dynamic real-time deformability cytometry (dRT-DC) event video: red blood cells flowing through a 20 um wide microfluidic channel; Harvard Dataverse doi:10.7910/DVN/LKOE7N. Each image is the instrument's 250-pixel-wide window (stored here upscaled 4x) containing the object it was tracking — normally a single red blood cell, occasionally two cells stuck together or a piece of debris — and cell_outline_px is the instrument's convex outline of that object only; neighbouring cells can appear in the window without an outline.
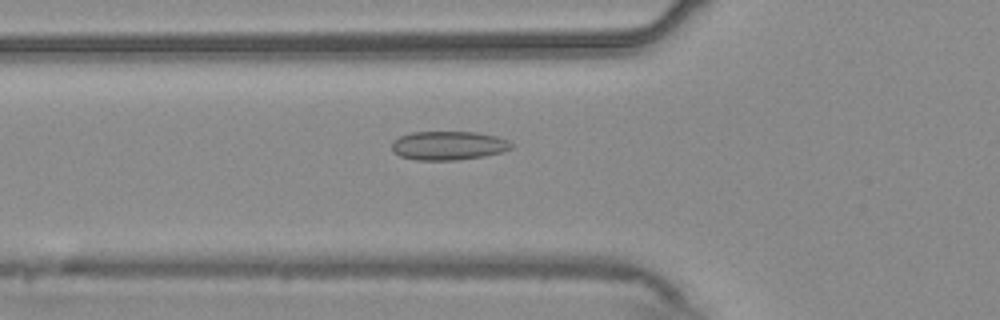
{"species": "common noctule bat (a hibernating species)", "species_latin": "Nyctalus noctula", "temperature_condition": "warm", "stored_images_in_passage": 46, "camera_frame_rate_fps": 3000, "um_per_image_px": 0.085, "animal": {"sex": "male", "body_mass_g": 20.4}, "frame": {"image": 1, "passage_image": 11, "time_ms": 3.333, "image_size_px": [1000, 320], "cell_outline_px": [[512, 148], [504, 152], [484, 156], [456, 160], [416, 160], [400, 156], [392, 152], [392, 140], [400, 136], [412, 132], [476, 132], [496, 136], [508, 140], [512, 144]], "centroid_in_image_um": [38.11, 12.37], "position_along_channel_um": 87.7, "area_um2": 20.23}}
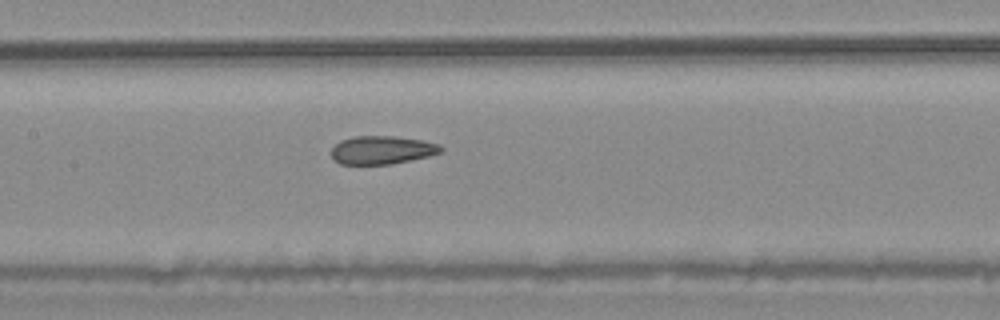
{"frame": {"image": 2, "passage_image": 18, "time_ms": 5.667, "image_size_px": [1000, 320], "cell_outline_px": [[444, 148], [440, 152], [428, 156], [412, 160], [392, 164], [340, 164], [332, 156], [332, 148], [340, 140], [352, 136], [392, 136], [420, 140], [440, 144]], "centroid_in_image_um": [32.47, 12.75], "position_along_channel_um": 174.9, "area_um2": 17.98}}
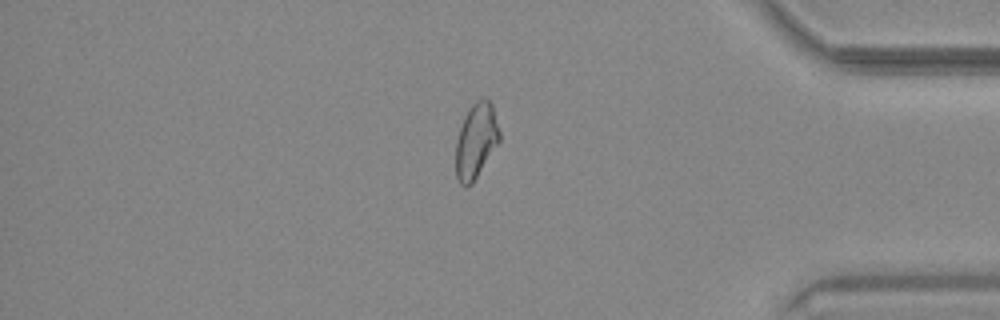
{"frame": {"image": 3, "passage_image": 38, "time_ms": 12.333, "image_size_px": [1000, 320], "cell_outline_px": [[500, 140], [472, 184], [460, 184], [456, 176], [456, 140], [464, 116], [468, 108], [480, 96], [484, 96], [492, 104], [500, 132]], "centroid_in_image_um": [40.46, 11.91], "position_along_channel_um": 394.7, "area_um2": 19.07}, "authors_computed_cell_mechanics": {"area_um2": 19.2185, "velocity_mm_per_s": 3.7047, "shape_relaxation_time_tau1_ms": null, "shape_relaxation_time_tau2_ms": 2.3802, "deformation_change_tau1": null, "deformation_change_tau2": 0.0909}}